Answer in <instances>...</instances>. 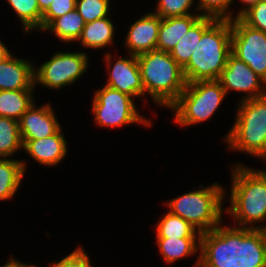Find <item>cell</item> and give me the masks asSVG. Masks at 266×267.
<instances>
[{"label": "cell", "mask_w": 266, "mask_h": 267, "mask_svg": "<svg viewBox=\"0 0 266 267\" xmlns=\"http://www.w3.org/2000/svg\"><path fill=\"white\" fill-rule=\"evenodd\" d=\"M222 224L200 234L193 267H266V229Z\"/></svg>", "instance_id": "1"}, {"label": "cell", "mask_w": 266, "mask_h": 267, "mask_svg": "<svg viewBox=\"0 0 266 267\" xmlns=\"http://www.w3.org/2000/svg\"><path fill=\"white\" fill-rule=\"evenodd\" d=\"M231 171L230 205L225 212L233 217L234 226L266 229V225L258 226L266 220V177L260 170L241 163L235 164Z\"/></svg>", "instance_id": "2"}, {"label": "cell", "mask_w": 266, "mask_h": 267, "mask_svg": "<svg viewBox=\"0 0 266 267\" xmlns=\"http://www.w3.org/2000/svg\"><path fill=\"white\" fill-rule=\"evenodd\" d=\"M231 20L216 19L203 33L182 68L187 83L218 80L231 54Z\"/></svg>", "instance_id": "3"}, {"label": "cell", "mask_w": 266, "mask_h": 267, "mask_svg": "<svg viewBox=\"0 0 266 267\" xmlns=\"http://www.w3.org/2000/svg\"><path fill=\"white\" fill-rule=\"evenodd\" d=\"M137 57L144 95L158 106L170 108L186 87L182 67L169 54L153 49Z\"/></svg>", "instance_id": "4"}, {"label": "cell", "mask_w": 266, "mask_h": 267, "mask_svg": "<svg viewBox=\"0 0 266 267\" xmlns=\"http://www.w3.org/2000/svg\"><path fill=\"white\" fill-rule=\"evenodd\" d=\"M237 108L234 124L224 138L226 145L266 162V95L239 101Z\"/></svg>", "instance_id": "5"}, {"label": "cell", "mask_w": 266, "mask_h": 267, "mask_svg": "<svg viewBox=\"0 0 266 267\" xmlns=\"http://www.w3.org/2000/svg\"><path fill=\"white\" fill-rule=\"evenodd\" d=\"M200 189H194L176 198L166 201L169 212L191 224L200 233L213 230L222 222V203L225 201V189L218 182Z\"/></svg>", "instance_id": "6"}, {"label": "cell", "mask_w": 266, "mask_h": 267, "mask_svg": "<svg viewBox=\"0 0 266 267\" xmlns=\"http://www.w3.org/2000/svg\"><path fill=\"white\" fill-rule=\"evenodd\" d=\"M225 96L219 80L190 82L169 109L174 112V121L181 127H187L211 119Z\"/></svg>", "instance_id": "7"}, {"label": "cell", "mask_w": 266, "mask_h": 267, "mask_svg": "<svg viewBox=\"0 0 266 267\" xmlns=\"http://www.w3.org/2000/svg\"><path fill=\"white\" fill-rule=\"evenodd\" d=\"M133 97L107 85L96 90L93 97L92 113L95 123L100 127L114 128L128 124L151 126L137 110Z\"/></svg>", "instance_id": "8"}, {"label": "cell", "mask_w": 266, "mask_h": 267, "mask_svg": "<svg viewBox=\"0 0 266 267\" xmlns=\"http://www.w3.org/2000/svg\"><path fill=\"white\" fill-rule=\"evenodd\" d=\"M88 67L87 53L57 51L39 68L34 66V86L36 88L39 83L40 86L47 87V89H62L77 82L87 72Z\"/></svg>", "instance_id": "9"}, {"label": "cell", "mask_w": 266, "mask_h": 267, "mask_svg": "<svg viewBox=\"0 0 266 267\" xmlns=\"http://www.w3.org/2000/svg\"><path fill=\"white\" fill-rule=\"evenodd\" d=\"M231 53L266 82V32L248 26L241 18L231 20Z\"/></svg>", "instance_id": "10"}, {"label": "cell", "mask_w": 266, "mask_h": 267, "mask_svg": "<svg viewBox=\"0 0 266 267\" xmlns=\"http://www.w3.org/2000/svg\"><path fill=\"white\" fill-rule=\"evenodd\" d=\"M218 80L222 84L226 95L229 91L245 92L246 95L239 101L266 95V82L232 53L229 55L226 66Z\"/></svg>", "instance_id": "11"}, {"label": "cell", "mask_w": 266, "mask_h": 267, "mask_svg": "<svg viewBox=\"0 0 266 267\" xmlns=\"http://www.w3.org/2000/svg\"><path fill=\"white\" fill-rule=\"evenodd\" d=\"M104 56V61H106V67L108 70V80L105 85L117 89L122 93L128 94L133 98L143 97L144 87L142 84L137 57L129 54L127 59L124 57H118L116 62L113 63L111 52L106 53Z\"/></svg>", "instance_id": "12"}, {"label": "cell", "mask_w": 266, "mask_h": 267, "mask_svg": "<svg viewBox=\"0 0 266 267\" xmlns=\"http://www.w3.org/2000/svg\"><path fill=\"white\" fill-rule=\"evenodd\" d=\"M35 103L29 107L19 120L22 140L46 138L56 134L61 129L51 104L46 103L37 107Z\"/></svg>", "instance_id": "13"}, {"label": "cell", "mask_w": 266, "mask_h": 267, "mask_svg": "<svg viewBox=\"0 0 266 267\" xmlns=\"http://www.w3.org/2000/svg\"><path fill=\"white\" fill-rule=\"evenodd\" d=\"M161 19L151 11L130 25L124 39L128 54L138 56L156 49Z\"/></svg>", "instance_id": "14"}, {"label": "cell", "mask_w": 266, "mask_h": 267, "mask_svg": "<svg viewBox=\"0 0 266 267\" xmlns=\"http://www.w3.org/2000/svg\"><path fill=\"white\" fill-rule=\"evenodd\" d=\"M34 63L10 53L0 61V90H34Z\"/></svg>", "instance_id": "15"}, {"label": "cell", "mask_w": 266, "mask_h": 267, "mask_svg": "<svg viewBox=\"0 0 266 267\" xmlns=\"http://www.w3.org/2000/svg\"><path fill=\"white\" fill-rule=\"evenodd\" d=\"M23 150L29 157H32L37 163L44 166L59 165L67 154V140L64 137L62 129L52 136L36 139L22 140Z\"/></svg>", "instance_id": "16"}, {"label": "cell", "mask_w": 266, "mask_h": 267, "mask_svg": "<svg viewBox=\"0 0 266 267\" xmlns=\"http://www.w3.org/2000/svg\"><path fill=\"white\" fill-rule=\"evenodd\" d=\"M200 14L162 18L156 48L170 52L182 36L201 18Z\"/></svg>", "instance_id": "17"}, {"label": "cell", "mask_w": 266, "mask_h": 267, "mask_svg": "<svg viewBox=\"0 0 266 267\" xmlns=\"http://www.w3.org/2000/svg\"><path fill=\"white\" fill-rule=\"evenodd\" d=\"M111 20V17L107 16L85 23L77 41H80V44L87 49H104L110 46L114 42L116 28Z\"/></svg>", "instance_id": "18"}, {"label": "cell", "mask_w": 266, "mask_h": 267, "mask_svg": "<svg viewBox=\"0 0 266 267\" xmlns=\"http://www.w3.org/2000/svg\"><path fill=\"white\" fill-rule=\"evenodd\" d=\"M212 17H201L177 42L169 54L183 68L199 43L202 33L215 21Z\"/></svg>", "instance_id": "19"}, {"label": "cell", "mask_w": 266, "mask_h": 267, "mask_svg": "<svg viewBox=\"0 0 266 267\" xmlns=\"http://www.w3.org/2000/svg\"><path fill=\"white\" fill-rule=\"evenodd\" d=\"M26 162L11 158H0V201L11 200L26 172Z\"/></svg>", "instance_id": "20"}, {"label": "cell", "mask_w": 266, "mask_h": 267, "mask_svg": "<svg viewBox=\"0 0 266 267\" xmlns=\"http://www.w3.org/2000/svg\"><path fill=\"white\" fill-rule=\"evenodd\" d=\"M156 243L167 264H174L200 251V238H156Z\"/></svg>", "instance_id": "21"}, {"label": "cell", "mask_w": 266, "mask_h": 267, "mask_svg": "<svg viewBox=\"0 0 266 267\" xmlns=\"http://www.w3.org/2000/svg\"><path fill=\"white\" fill-rule=\"evenodd\" d=\"M34 90H0V116L19 121L35 102Z\"/></svg>", "instance_id": "22"}, {"label": "cell", "mask_w": 266, "mask_h": 267, "mask_svg": "<svg viewBox=\"0 0 266 267\" xmlns=\"http://www.w3.org/2000/svg\"><path fill=\"white\" fill-rule=\"evenodd\" d=\"M85 26L83 17L75 9L53 19L42 31H50L63 42H77Z\"/></svg>", "instance_id": "23"}, {"label": "cell", "mask_w": 266, "mask_h": 267, "mask_svg": "<svg viewBox=\"0 0 266 267\" xmlns=\"http://www.w3.org/2000/svg\"><path fill=\"white\" fill-rule=\"evenodd\" d=\"M200 232L183 218L169 211L156 226V238H200Z\"/></svg>", "instance_id": "24"}, {"label": "cell", "mask_w": 266, "mask_h": 267, "mask_svg": "<svg viewBox=\"0 0 266 267\" xmlns=\"http://www.w3.org/2000/svg\"><path fill=\"white\" fill-rule=\"evenodd\" d=\"M22 148L19 121L0 116V158H10Z\"/></svg>", "instance_id": "25"}, {"label": "cell", "mask_w": 266, "mask_h": 267, "mask_svg": "<svg viewBox=\"0 0 266 267\" xmlns=\"http://www.w3.org/2000/svg\"><path fill=\"white\" fill-rule=\"evenodd\" d=\"M19 17L22 30L26 33L33 30H42V15L37 0H7ZM38 28V29H37Z\"/></svg>", "instance_id": "26"}, {"label": "cell", "mask_w": 266, "mask_h": 267, "mask_svg": "<svg viewBox=\"0 0 266 267\" xmlns=\"http://www.w3.org/2000/svg\"><path fill=\"white\" fill-rule=\"evenodd\" d=\"M195 11L202 17H212L215 19H234L230 10L234 0H198Z\"/></svg>", "instance_id": "27"}, {"label": "cell", "mask_w": 266, "mask_h": 267, "mask_svg": "<svg viewBox=\"0 0 266 267\" xmlns=\"http://www.w3.org/2000/svg\"><path fill=\"white\" fill-rule=\"evenodd\" d=\"M110 0H76V10L85 23L110 16Z\"/></svg>", "instance_id": "28"}, {"label": "cell", "mask_w": 266, "mask_h": 267, "mask_svg": "<svg viewBox=\"0 0 266 267\" xmlns=\"http://www.w3.org/2000/svg\"><path fill=\"white\" fill-rule=\"evenodd\" d=\"M194 0H158L156 4V10L152 12L161 18L169 17H181L192 13L191 8L193 7ZM191 11V12H189Z\"/></svg>", "instance_id": "29"}, {"label": "cell", "mask_w": 266, "mask_h": 267, "mask_svg": "<svg viewBox=\"0 0 266 267\" xmlns=\"http://www.w3.org/2000/svg\"><path fill=\"white\" fill-rule=\"evenodd\" d=\"M248 26L266 32V0L258 1L240 17Z\"/></svg>", "instance_id": "30"}, {"label": "cell", "mask_w": 266, "mask_h": 267, "mask_svg": "<svg viewBox=\"0 0 266 267\" xmlns=\"http://www.w3.org/2000/svg\"><path fill=\"white\" fill-rule=\"evenodd\" d=\"M76 9V0H53L42 15V30L53 20Z\"/></svg>", "instance_id": "31"}, {"label": "cell", "mask_w": 266, "mask_h": 267, "mask_svg": "<svg viewBox=\"0 0 266 267\" xmlns=\"http://www.w3.org/2000/svg\"><path fill=\"white\" fill-rule=\"evenodd\" d=\"M50 264L51 267H93L87 252L80 246L58 262Z\"/></svg>", "instance_id": "32"}, {"label": "cell", "mask_w": 266, "mask_h": 267, "mask_svg": "<svg viewBox=\"0 0 266 267\" xmlns=\"http://www.w3.org/2000/svg\"><path fill=\"white\" fill-rule=\"evenodd\" d=\"M239 1H241V3L244 4V6H241L242 8L240 7L237 14L234 15V19L240 18L247 10L253 7L260 0H239Z\"/></svg>", "instance_id": "33"}, {"label": "cell", "mask_w": 266, "mask_h": 267, "mask_svg": "<svg viewBox=\"0 0 266 267\" xmlns=\"http://www.w3.org/2000/svg\"><path fill=\"white\" fill-rule=\"evenodd\" d=\"M2 267H37L34 264H25L14 257H10L8 261Z\"/></svg>", "instance_id": "34"}, {"label": "cell", "mask_w": 266, "mask_h": 267, "mask_svg": "<svg viewBox=\"0 0 266 267\" xmlns=\"http://www.w3.org/2000/svg\"><path fill=\"white\" fill-rule=\"evenodd\" d=\"M37 2L40 8V11L44 13L50 6L51 2H53V0H37Z\"/></svg>", "instance_id": "35"}, {"label": "cell", "mask_w": 266, "mask_h": 267, "mask_svg": "<svg viewBox=\"0 0 266 267\" xmlns=\"http://www.w3.org/2000/svg\"><path fill=\"white\" fill-rule=\"evenodd\" d=\"M11 52L8 50L6 45L0 40V61L8 56Z\"/></svg>", "instance_id": "36"}, {"label": "cell", "mask_w": 266, "mask_h": 267, "mask_svg": "<svg viewBox=\"0 0 266 267\" xmlns=\"http://www.w3.org/2000/svg\"><path fill=\"white\" fill-rule=\"evenodd\" d=\"M260 171L264 174V176L266 177V170L260 169Z\"/></svg>", "instance_id": "37"}]
</instances>
